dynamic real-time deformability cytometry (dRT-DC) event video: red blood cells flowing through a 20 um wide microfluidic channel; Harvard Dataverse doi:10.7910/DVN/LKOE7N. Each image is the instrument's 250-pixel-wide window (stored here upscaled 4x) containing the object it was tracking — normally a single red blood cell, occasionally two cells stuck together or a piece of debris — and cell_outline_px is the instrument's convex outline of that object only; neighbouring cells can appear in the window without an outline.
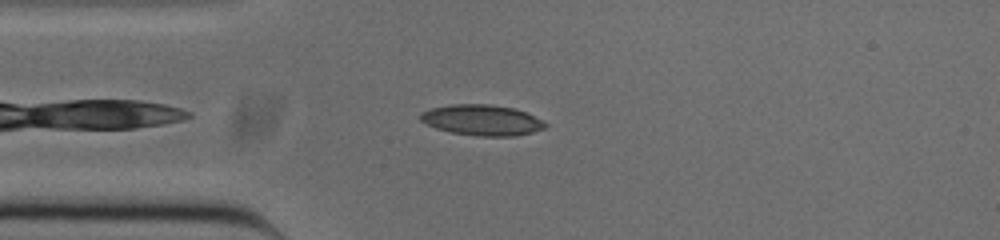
{"species": "common noctule bat (a hibernating species)", "species_latin": "Nyctalus noctula", "temperature_condition": "cold", "stored_images_in_passage": 41, "camera_frame_rate_fps": 3000, "um_per_image_px": 0.085, "animal": {"sex": "male", "body_mass_g": 20.0, "forearm_length_mm": 53.3}, "frame": {"image": 1, "passage_image": 5, "time_ms": 1.333, "image_size_px": [1000, 240], "cell_outline_px": [[548, 124], [544, 128], [532, 132], [516, 136], [476, 136], [452, 132], [436, 128], [420, 120], [420, 112], [432, 108], [452, 104], [488, 104], [512, 108], [524, 112]], "centroid_in_image_um": [40.94, 10.21], "position_along_channel_um": 44.1, "area_um2": 22.02}}
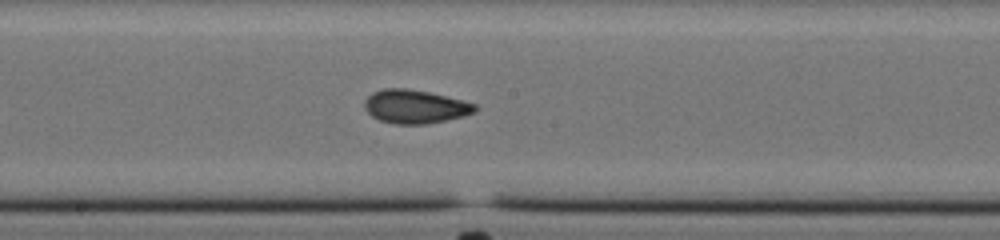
{"frame": {"image": 2, "passage_image": 19, "time_ms": 6.0, "image_size_px": [1000, 240], "cell_outline_px": [[476, 112], [464, 116], [424, 124], [396, 124], [380, 120], [372, 116], [364, 108], [364, 100], [372, 92], [384, 88], [404, 88], [428, 92], [476, 104]], "centroid_in_image_um": [35.24, 9.06], "position_along_channel_um": 213.0, "area_um2": 21.39}}
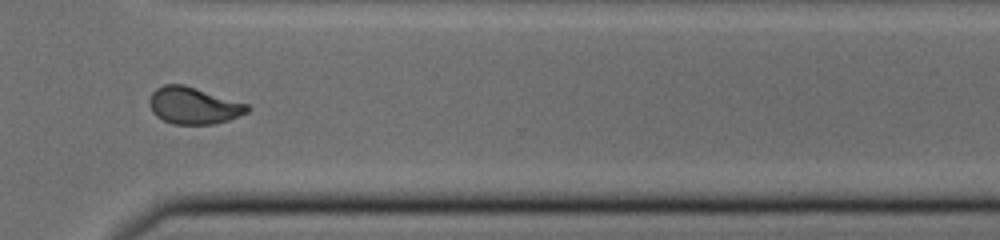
{"frame": {"image": 3, "passage_image": 30, "time_ms": 9.667, "image_size_px": [1000, 240], "cell_outline_px": [[252, 108], [248, 112], [228, 120], [216, 124], [172, 124], [156, 116], [152, 112], [148, 104], [148, 100], [152, 92], [156, 88], [164, 84], [184, 84], [248, 104]], "centroid_in_image_um": [16.44, 8.97], "position_along_channel_um": 354.2, "area_um2": 21.21}, "authors_computed_cell_mechanics": {"area_um2": 21.5594, "velocity_mm_per_s": 3.8549, "shape_relaxation_time_tau1_ms": 9.5484, "shape_relaxation_time_tau2_ms": 1.4139, "deformation_change_tau1": 0.2264, "deformation_change_tau2": 0.0734}}